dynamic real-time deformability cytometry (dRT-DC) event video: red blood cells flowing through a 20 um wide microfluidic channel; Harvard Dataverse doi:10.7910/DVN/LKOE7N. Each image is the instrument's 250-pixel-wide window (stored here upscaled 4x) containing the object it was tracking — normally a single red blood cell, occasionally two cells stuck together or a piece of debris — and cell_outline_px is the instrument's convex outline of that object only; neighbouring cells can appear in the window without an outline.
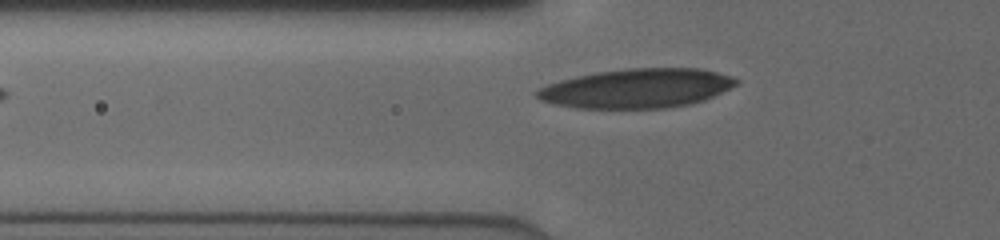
{"species": "human", "species_latin": "Homo sapiens", "temperature_condition": "cold", "stored_images_in_passage": 26, "camera_frame_rate_fps": 3000, "um_per_image_px": 0.085, "donor": {"sex": "male"}, "frame": {"image": 1, "passage_image": 2, "time_ms": 0.333, "image_size_px": [1000, 240], "cell_outline_px": [[740, 84], [704, 100], [688, 104], [664, 108], [576, 108], [556, 104], [540, 100], [536, 96], [536, 92], [540, 88], [548, 84], [560, 80], [576, 76], [596, 72], [628, 68], [700, 68], [732, 76], [740, 80]], "centroid_in_image_um": [54.17, 7.5], "position_along_channel_um": 71.6, "area_um2": 45.6}}
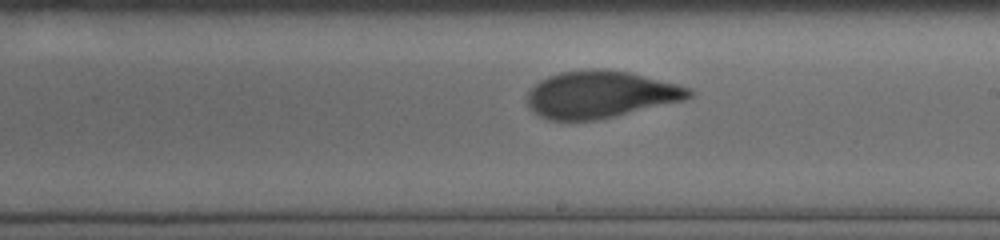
{"frame": {"image": 2, "passage_image": 14, "time_ms": 4.333, "image_size_px": [1000, 240], "cell_outline_px": [[692, 96], [684, 100], [600, 120], [548, 120], [532, 112], [528, 108], [524, 100], [524, 96], [540, 80], [548, 76], [560, 72], [592, 68], [600, 68], [628, 72], [692, 88]], "centroid_in_image_um": [50.97, 8.04], "position_along_channel_um": 238.0, "area_um2": 44.74}}
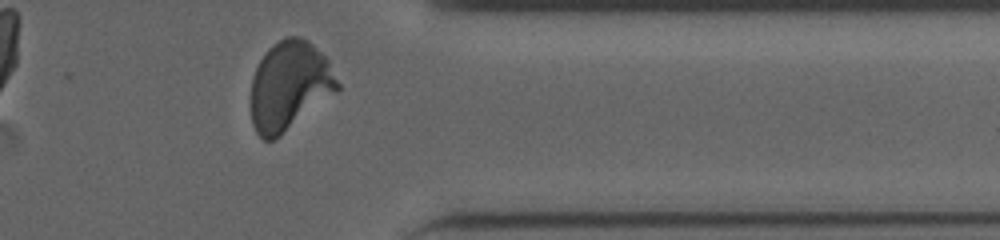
{"frame": {"image": 3, "passage_image": 25, "time_ms": 8.0, "image_size_px": [1000, 240], "cell_outline_px": [[340, 88], [336, 92], [280, 136], [272, 140], [264, 140], [256, 132], [252, 124], [252, 76], [260, 60], [268, 48], [272, 44], [288, 36], [300, 36], [308, 40], [328, 60], [340, 84]], "centroid_in_image_um": [24.6, 7.28], "position_along_channel_um": 386.8, "area_um2": 44.56}}